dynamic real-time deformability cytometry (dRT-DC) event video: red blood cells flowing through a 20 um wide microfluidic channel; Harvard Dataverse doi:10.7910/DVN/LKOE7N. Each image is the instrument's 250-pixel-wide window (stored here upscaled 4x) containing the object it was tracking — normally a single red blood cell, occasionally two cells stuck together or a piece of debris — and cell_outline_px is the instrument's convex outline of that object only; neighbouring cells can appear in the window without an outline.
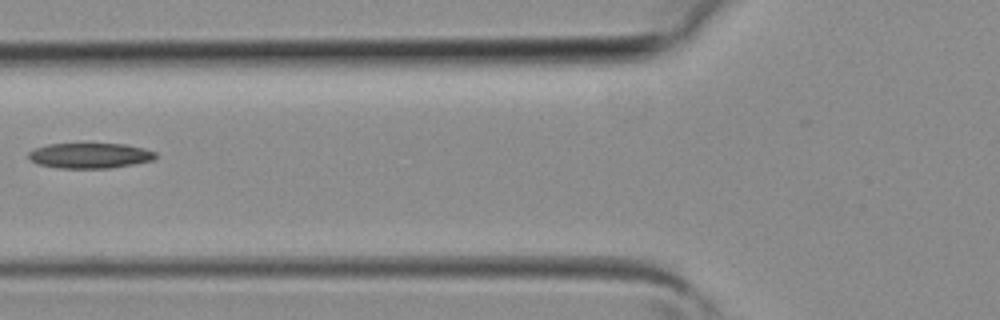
{"species": "common noctule bat (a hibernating species)", "species_latin": "Nyctalus noctula", "temperature_condition": "room temperature", "stored_images_in_passage": 5, "camera_frame_rate_fps": 3000, "um_per_image_px": 0.085, "animal": {"sex": "female", "body_mass_g": 19.3, "forearm_length_mm": 54.1}, "frame": {"image": 1, "passage_image": 5, "time_ms": 1.333, "image_size_px": [1000, 320], "cell_outline_px": [[156, 160], [112, 168], [56, 168], [36, 164], [28, 156], [28, 152], [36, 148], [48, 144], [124, 144], [144, 148], [156, 152]], "centroid_in_image_um": [7.67, 13.23], "position_along_channel_um": 118.1, "area_um2": 18.84}}